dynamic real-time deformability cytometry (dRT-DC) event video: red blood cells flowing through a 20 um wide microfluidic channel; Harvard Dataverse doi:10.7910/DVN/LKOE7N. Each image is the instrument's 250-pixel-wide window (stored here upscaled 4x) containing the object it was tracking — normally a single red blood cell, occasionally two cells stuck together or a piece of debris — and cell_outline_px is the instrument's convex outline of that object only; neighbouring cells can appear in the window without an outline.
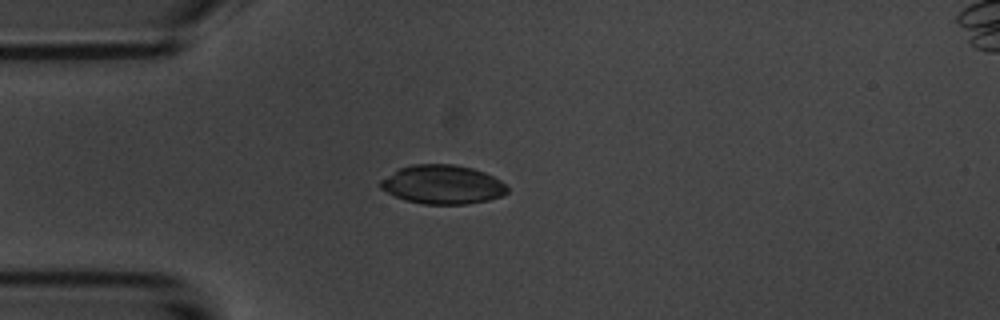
{"species": "common noctule bat (a hibernating species)", "species_latin": "Nyctalus noctula", "temperature_condition": "room temperature", "stored_images_in_passage": 4, "camera_frame_rate_fps": 3000, "um_per_image_px": 0.085, "animal": {"sex": "male", "body_mass_g": 20.1, "forearm_length_mm": 53.5}, "frame": {"image": 1, "passage_image": 3, "time_ms": 2.333, "image_size_px": [1000, 320], "cell_outline_px": [[508, 192], [500, 196], [488, 200], [468, 204], [424, 204], [404, 200], [380, 188], [380, 180], [400, 168], [412, 164], [452, 164], [472, 168], [484, 172], [500, 180], [508, 188]], "centroid_in_image_um": [37.62, 15.69], "position_along_channel_um": 47.4, "area_um2": 28.61}}